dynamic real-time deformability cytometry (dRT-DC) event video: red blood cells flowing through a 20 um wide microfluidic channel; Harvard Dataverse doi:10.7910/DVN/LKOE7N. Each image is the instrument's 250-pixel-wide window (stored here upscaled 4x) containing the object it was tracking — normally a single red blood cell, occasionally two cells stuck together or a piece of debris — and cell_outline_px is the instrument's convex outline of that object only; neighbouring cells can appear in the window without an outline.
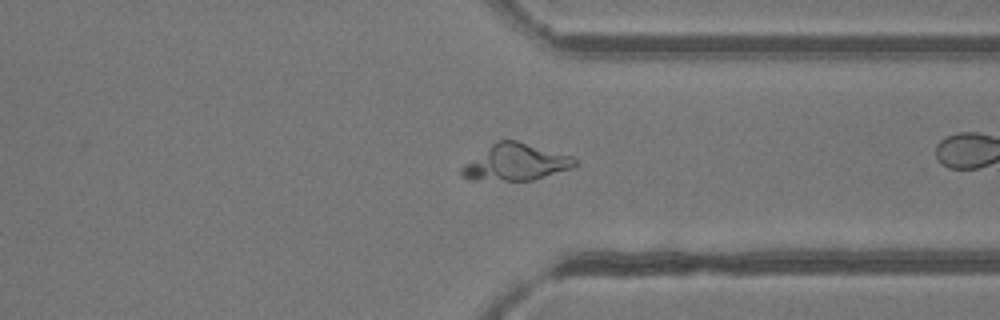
{"species": "common noctule bat (a hibernating species)", "species_latin": "Nyctalus noctula", "temperature_condition": "room temperature", "stored_images_in_passage": 43, "camera_frame_rate_fps": 3000, "um_per_image_px": 0.085, "animal": {"sex": "female"}, "frame": {"image": 1, "passage_image": 42, "time_ms": 13.667, "image_size_px": [1000, 320], "cell_outline_px": [[576, 164], [572, 168], [532, 180], [472, 180], [464, 176], [460, 172], [460, 168], [464, 164], [496, 140], [516, 140], [572, 156], [576, 160]], "centroid_in_image_um": [43.82, 13.79], "position_along_channel_um": 367.6, "area_um2": 23.81}}